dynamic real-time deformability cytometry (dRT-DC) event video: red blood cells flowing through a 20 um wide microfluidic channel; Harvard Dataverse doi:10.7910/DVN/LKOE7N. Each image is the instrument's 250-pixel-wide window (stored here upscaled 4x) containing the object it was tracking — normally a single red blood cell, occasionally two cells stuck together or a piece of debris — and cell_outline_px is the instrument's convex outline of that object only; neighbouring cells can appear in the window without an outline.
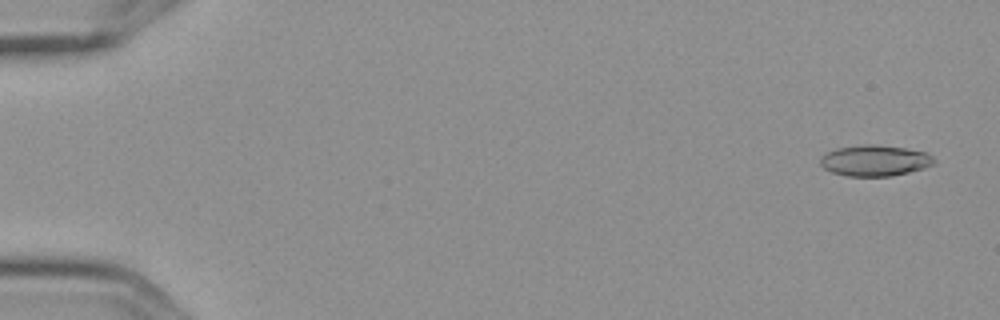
{"species": "Egyptian fruit bat (a non-hibernating species)", "species_latin": "Rousettus aegyptiacus", "temperature_condition": "cold", "stored_images_in_passage": 15, "camera_frame_rate_fps": 3000, "um_per_image_px": 0.085, "frame": {"image": 1, "passage_image": 1, "time_ms": 0.0, "image_size_px": [1000, 320], "cell_outline_px": [[936, 164], [924, 168], [892, 176], [848, 176], [832, 172], [824, 168], [820, 164], [820, 156], [828, 152], [840, 148], [868, 144], [872, 144], [904, 148], [924, 152], [932, 156], [936, 160]], "centroid_in_image_um": [74.38, 13.66], "position_along_channel_um": 10.6, "area_um2": 20.35}}
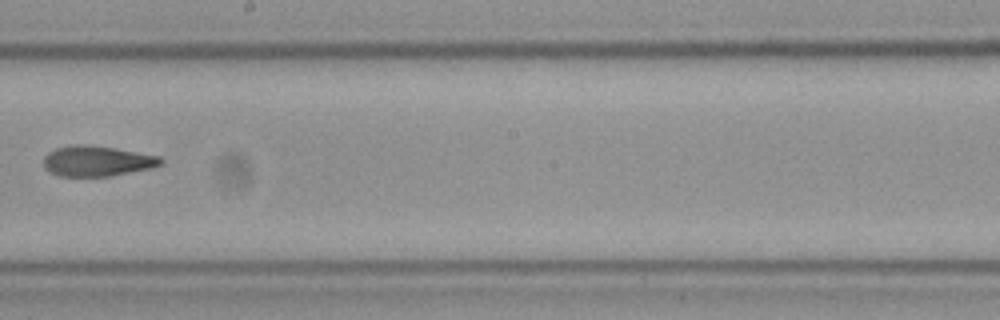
{"frame": {"image": 2, "passage_image": 9, "time_ms": 2.667, "image_size_px": [1000, 320], "cell_outline_px": [[164, 164], [152, 168], [112, 176], [60, 176], [44, 168], [44, 156], [48, 152], [56, 148], [72, 144], [88, 144], [116, 148], [160, 156], [164, 160]], "centroid_in_image_um": [8.28, 13.68], "position_along_channel_um": 239.9, "area_um2": 21.04}}
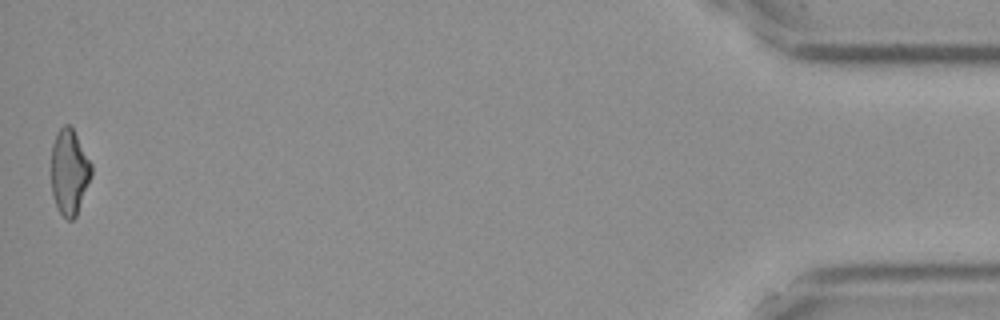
{"frame": {"image": 3, "passage_image": 15, "time_ms": 4.667, "image_size_px": [1000, 320], "cell_outline_px": [[92, 176], [76, 216], [72, 220], [68, 220], [60, 212], [56, 204], [52, 192], [52, 144], [56, 132], [64, 124], [68, 124], [72, 128], [92, 164]], "centroid_in_image_um": [5.9, 14.6], "position_along_channel_um": 429.3, "area_um2": 19.83}}